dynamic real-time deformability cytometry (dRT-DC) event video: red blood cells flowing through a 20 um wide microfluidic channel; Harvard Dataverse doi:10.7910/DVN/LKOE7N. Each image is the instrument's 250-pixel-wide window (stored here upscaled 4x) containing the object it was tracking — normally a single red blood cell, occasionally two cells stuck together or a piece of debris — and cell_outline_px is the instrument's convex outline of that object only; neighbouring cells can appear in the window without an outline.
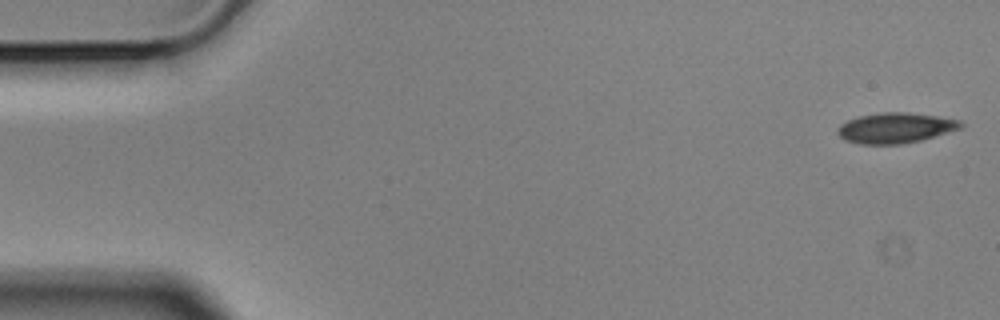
{"species": "Egyptian fruit bat (a non-hibernating species)", "species_latin": "Rousettus aegyptiacus", "temperature_condition": "cold", "stored_images_in_passage": 56, "camera_frame_rate_fps": 3000, "um_per_image_px": 0.085, "animal": {"sex": "male"}, "frame": {"image": 1, "passage_image": 1, "time_ms": 0.0, "image_size_px": [1000, 320], "cell_outline_px": [[964, 128], [920, 140], [900, 144], [860, 144], [844, 140], [836, 132], [836, 128], [840, 124], [848, 120], [860, 116], [880, 112], [908, 112], [936, 116], [960, 120], [964, 124]], "centroid_in_image_um": [76.11, 10.87], "position_along_channel_um": 8.9, "area_um2": 21.91}}
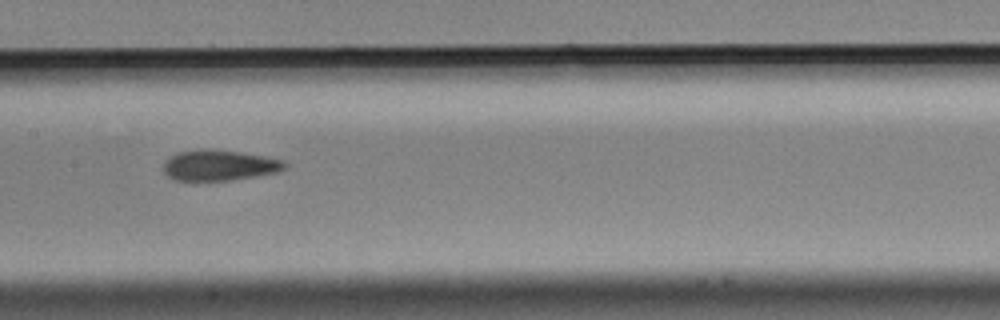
{"frame": {"image": 2, "passage_image": 27, "time_ms": 8.667, "image_size_px": [1000, 320], "cell_outline_px": [[288, 168], [276, 172], [256, 176], [232, 180], [192, 184], [176, 180], [168, 176], [164, 172], [164, 160], [176, 152], [240, 152], [268, 156], [284, 160], [288, 164]], "centroid_in_image_um": [18.66, 14.14], "position_along_channel_um": 188.7, "area_um2": 21.79}}
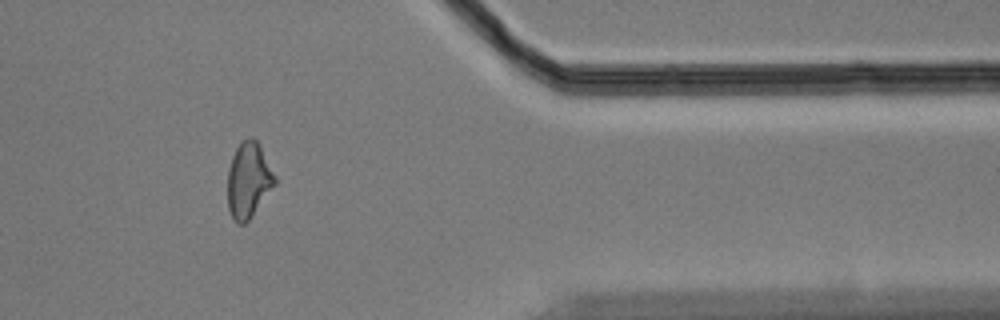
{"frame": {"image": 3, "passage_image": 46, "time_ms": 15.0, "image_size_px": [1000, 320], "cell_outline_px": [[276, 184], [252, 216], [244, 224], [236, 224], [228, 208], [228, 168], [232, 156], [236, 148], [244, 140], [252, 136], [260, 144], [276, 176]], "centroid_in_image_um": [21.14, 15.31], "position_along_channel_um": 390.3, "area_um2": 20.87}, "authors_computed_cell_mechanics": {"area_um2": 21.8484, "velocity_mm_per_s": 3.5257, "shape_relaxation_time_tau1_ms": null, "shape_relaxation_time_tau2_ms": 3.8495, "deformation_change_tau1": null, "deformation_change_tau2": 0.0815}}